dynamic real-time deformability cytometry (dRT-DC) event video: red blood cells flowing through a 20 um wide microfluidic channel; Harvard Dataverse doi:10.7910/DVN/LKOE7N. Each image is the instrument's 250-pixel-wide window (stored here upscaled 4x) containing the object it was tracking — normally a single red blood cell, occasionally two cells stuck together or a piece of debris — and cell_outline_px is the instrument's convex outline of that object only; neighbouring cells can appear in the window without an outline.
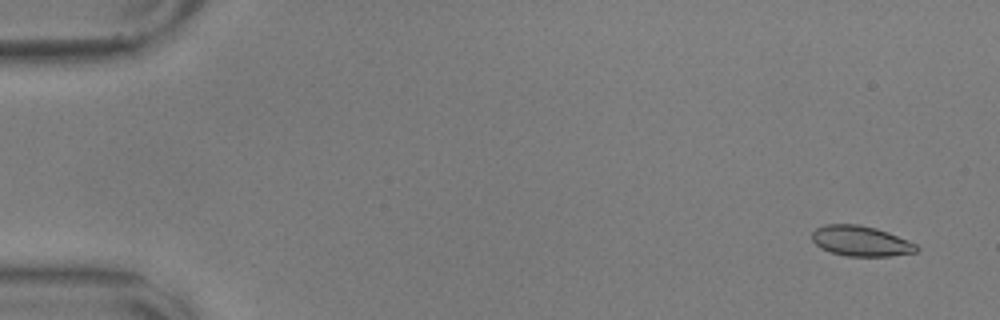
{"species": "common noctule bat (a hibernating species)", "species_latin": "Nyctalus noctula", "temperature_condition": "warm", "stored_images_in_passage": 57, "camera_frame_rate_fps": 3000, "um_per_image_px": 0.085, "animal": {"sex": "male", "body_mass_g": 17.9, "forearm_length_mm": 54.2}, "frame": {"image": 1, "passage_image": 3, "time_ms": 0.667, "image_size_px": [1000, 320], "cell_outline_px": [[920, 248], [916, 252], [888, 256], [848, 256], [832, 252], [820, 248], [812, 240], [812, 232], [816, 228], [824, 224], [860, 224], [876, 228], [888, 232], [908, 240], [916, 244]], "centroid_in_image_um": [73.17, 20.48], "position_along_channel_um": 11.8, "area_um2": 18.5}}
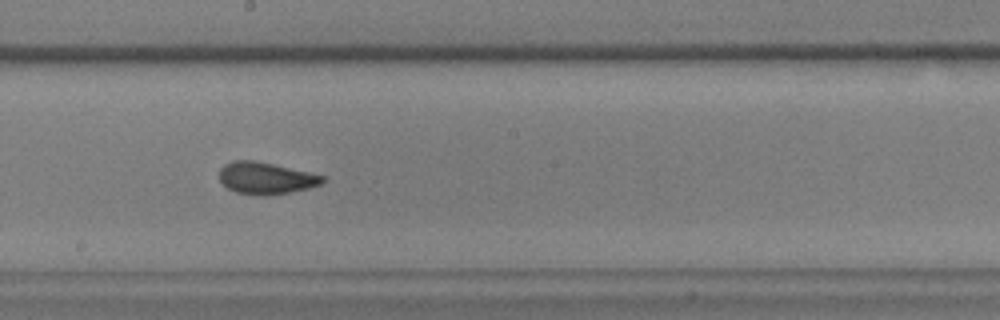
{"frame": {"image": 2, "passage_image": 32, "time_ms": 10.333, "image_size_px": [1000, 320], "cell_outline_px": [[324, 180], [320, 184], [308, 188], [288, 192], [236, 192], [228, 188], [220, 180], [220, 168], [224, 164], [232, 160], [256, 160], [308, 172], [324, 176]], "centroid_in_image_um": [22.57, 15.07], "position_along_channel_um": 225.6, "area_um2": 18.21}}
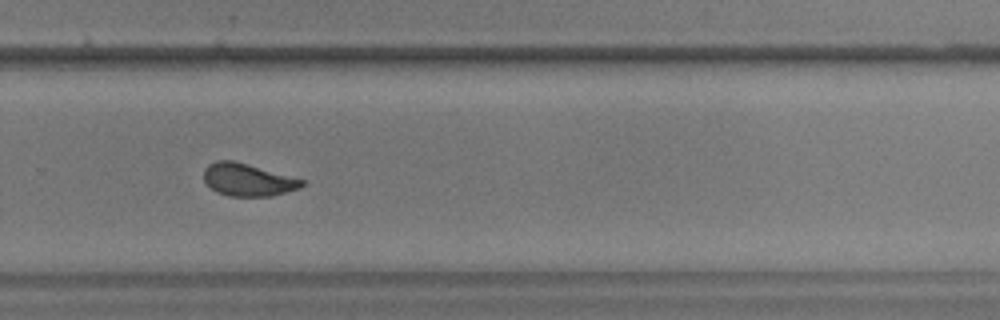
{"frame": {"image": 3, "passage_image": 39, "time_ms": 12.667, "image_size_px": [1000, 320], "cell_outline_px": [[304, 184], [300, 188], [272, 196], [228, 196], [216, 192], [204, 180], [204, 168], [208, 164], [216, 160], [232, 160], [304, 180]], "centroid_in_image_um": [21.03, 15.29], "position_along_channel_um": 308.8, "area_um2": 18.38}, "authors_computed_cell_mechanics": {"area_um2": 19.1318, "velocity_mm_per_s": 3.5721, "shape_relaxation_time_tau1_ms": 5.1133, "shape_relaxation_time_tau2_ms": 1.3131, "deformation_change_tau1": 0.1361, "deformation_change_tau2": 0.0537}}